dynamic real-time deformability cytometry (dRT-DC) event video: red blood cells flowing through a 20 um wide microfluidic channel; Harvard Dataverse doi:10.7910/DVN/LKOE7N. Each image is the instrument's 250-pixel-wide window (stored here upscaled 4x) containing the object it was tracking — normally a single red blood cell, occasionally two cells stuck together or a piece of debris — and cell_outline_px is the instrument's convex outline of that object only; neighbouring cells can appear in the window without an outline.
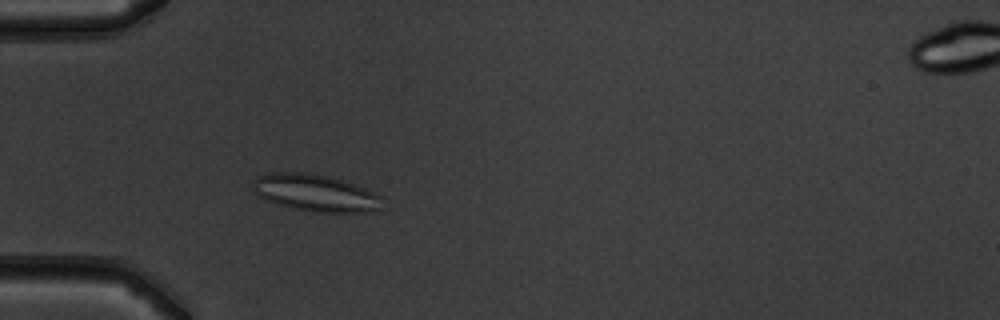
{"species": "common noctule bat (a hibernating species)", "species_latin": "Nyctalus noctula", "temperature_condition": "warm", "stored_images_in_passage": 49, "camera_frame_rate_fps": 3000, "um_per_image_px": 0.085, "animal": {"sex": "male", "body_mass_g": 19.5, "forearm_length_mm": 54.6}, "frame": {"image": 1, "passage_image": 13, "time_ms": 4.0, "image_size_px": [1000, 320], "cell_outline_px": [[380, 196], [376, 212], [316, 212], [296, 208], [280, 204], [268, 200], [260, 196], [256, 192], [256, 176], [268, 172], [308, 172], [328, 176], [364, 188]], "centroid_in_image_um": [26.8, 16.38], "position_along_channel_um": 58.2, "area_um2": 27.05}}
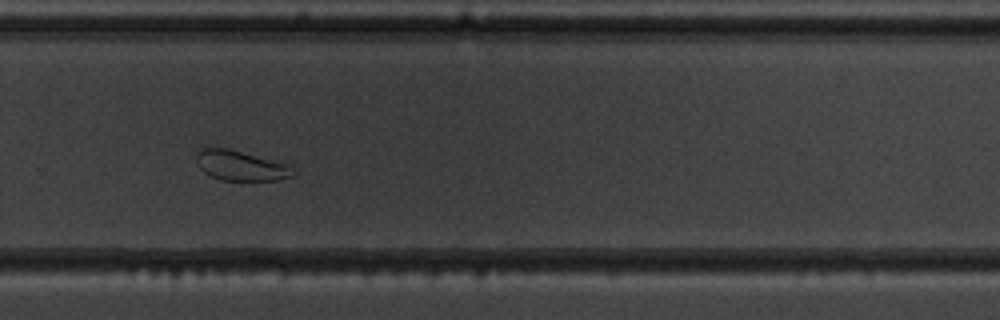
{"frame": {"image": 2, "passage_image": 33, "time_ms": 10.667, "image_size_px": [1000, 320], "cell_outline_px": [[296, 172], [292, 176], [276, 180], [220, 180], [204, 172], [200, 168], [196, 160], [196, 156], [200, 148], [228, 148], [288, 164]], "centroid_in_image_um": [20.45, 14.08], "position_along_channel_um": 309.3, "area_um2": 16.76}}
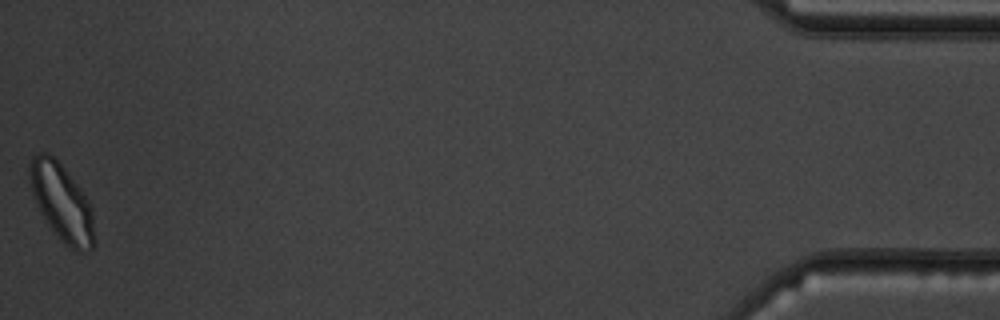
{"frame": {"image": 3, "passage_image": 49, "time_ms": 16.0, "image_size_px": [1000, 320], "cell_outline_px": [[92, 248], [88, 252], [76, 252], [52, 228], [40, 212], [36, 204], [32, 192], [28, 172], [28, 164], [32, 156], [40, 152], [48, 152], [60, 164], [80, 188], [88, 200], [92, 208]], "centroid_in_image_um": [5.21, 17.14], "position_along_channel_um": 430.0, "area_um2": 28.21}, "authors_computed_cell_mechanics": {"area_um2": 25.7788, "velocity_mm_per_s": 3.8862, "shape_relaxation_time_tau1_ms": null, "shape_relaxation_time_tau2_ms": 1.547, "deformation_change_tau1": null, "deformation_change_tau2": 0.0662}}